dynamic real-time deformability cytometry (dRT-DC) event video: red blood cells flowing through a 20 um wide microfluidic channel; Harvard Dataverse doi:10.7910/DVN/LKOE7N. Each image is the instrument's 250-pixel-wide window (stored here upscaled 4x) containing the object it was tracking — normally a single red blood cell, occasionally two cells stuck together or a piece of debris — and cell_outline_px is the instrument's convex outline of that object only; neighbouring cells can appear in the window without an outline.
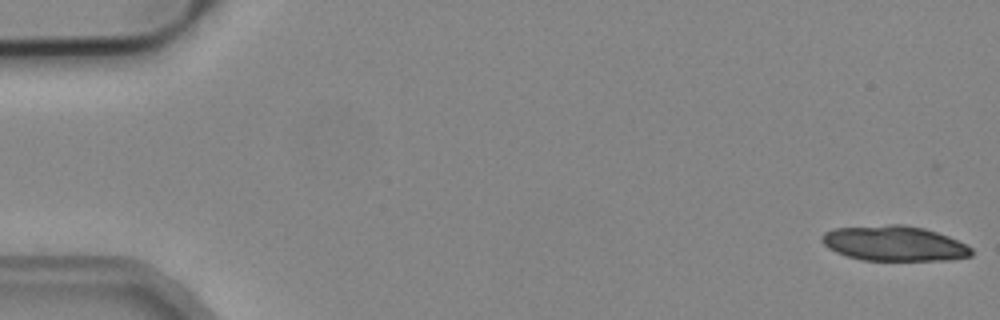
{"species": "common noctule bat (a hibernating species)", "species_latin": "Nyctalus noctula", "temperature_condition": "cold", "stored_images_in_passage": 6, "segment_of_instrument_passage": [1, 2], "camera_frame_rate_fps": 3000, "um_per_image_px": 0.085, "animal": {"sex": "male", "body_mass_g": 19.2, "forearm_length_mm": 51.8}, "frame": {"image": 1, "passage_image": 1, "time_ms": 0.0, "image_size_px": [1000, 320], "cell_outline_px": [[972, 256], [948, 260], [860, 260], [836, 252], [828, 248], [820, 240], [820, 236], [824, 232], [836, 228], [888, 224], [904, 224], [924, 228], [948, 236], [972, 248]], "centroid_in_image_um": [75.98, 20.69], "position_along_channel_um": 9.0, "area_um2": 30.63}}